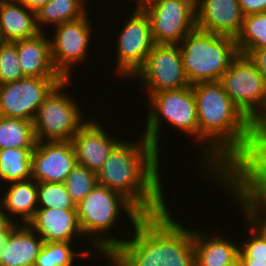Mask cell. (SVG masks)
<instances>
[{
	"label": "cell",
	"mask_w": 266,
	"mask_h": 266,
	"mask_svg": "<svg viewBox=\"0 0 266 266\" xmlns=\"http://www.w3.org/2000/svg\"><path fill=\"white\" fill-rule=\"evenodd\" d=\"M192 89L198 114V143L204 145L200 149L204 169L200 171L211 181L223 175L246 151L254 124L226 94L220 81L197 83Z\"/></svg>",
	"instance_id": "1"
},
{
	"label": "cell",
	"mask_w": 266,
	"mask_h": 266,
	"mask_svg": "<svg viewBox=\"0 0 266 266\" xmlns=\"http://www.w3.org/2000/svg\"><path fill=\"white\" fill-rule=\"evenodd\" d=\"M159 153L143 136L136 142L121 139L97 171V183L122 194L143 215L163 212L169 202L164 200Z\"/></svg>",
	"instance_id": "2"
},
{
	"label": "cell",
	"mask_w": 266,
	"mask_h": 266,
	"mask_svg": "<svg viewBox=\"0 0 266 266\" xmlns=\"http://www.w3.org/2000/svg\"><path fill=\"white\" fill-rule=\"evenodd\" d=\"M76 209L84 238L87 237L86 240L91 241L103 257H108L123 242L107 235L115 223H118L119 214L124 210L132 226L143 215L122 194L101 184H97L76 204Z\"/></svg>",
	"instance_id": "3"
},
{
	"label": "cell",
	"mask_w": 266,
	"mask_h": 266,
	"mask_svg": "<svg viewBox=\"0 0 266 266\" xmlns=\"http://www.w3.org/2000/svg\"><path fill=\"white\" fill-rule=\"evenodd\" d=\"M183 67L190 85L220 81L239 54L233 37L197 28L179 43Z\"/></svg>",
	"instance_id": "4"
},
{
	"label": "cell",
	"mask_w": 266,
	"mask_h": 266,
	"mask_svg": "<svg viewBox=\"0 0 266 266\" xmlns=\"http://www.w3.org/2000/svg\"><path fill=\"white\" fill-rule=\"evenodd\" d=\"M149 100L146 129L142 136L158 152L161 151L159 150V136L163 119L187 136L192 135L195 143H198V114L192 86L159 91L150 95Z\"/></svg>",
	"instance_id": "5"
},
{
	"label": "cell",
	"mask_w": 266,
	"mask_h": 266,
	"mask_svg": "<svg viewBox=\"0 0 266 266\" xmlns=\"http://www.w3.org/2000/svg\"><path fill=\"white\" fill-rule=\"evenodd\" d=\"M70 82L64 79L58 83L39 106L33 120L36 141H71L87 121L78 103L65 93Z\"/></svg>",
	"instance_id": "6"
},
{
	"label": "cell",
	"mask_w": 266,
	"mask_h": 266,
	"mask_svg": "<svg viewBox=\"0 0 266 266\" xmlns=\"http://www.w3.org/2000/svg\"><path fill=\"white\" fill-rule=\"evenodd\" d=\"M220 82L226 94L253 124H266V81L248 56L238 54Z\"/></svg>",
	"instance_id": "7"
},
{
	"label": "cell",
	"mask_w": 266,
	"mask_h": 266,
	"mask_svg": "<svg viewBox=\"0 0 266 266\" xmlns=\"http://www.w3.org/2000/svg\"><path fill=\"white\" fill-rule=\"evenodd\" d=\"M133 228L108 258L116 266H164L165 211L142 215Z\"/></svg>",
	"instance_id": "8"
},
{
	"label": "cell",
	"mask_w": 266,
	"mask_h": 266,
	"mask_svg": "<svg viewBox=\"0 0 266 266\" xmlns=\"http://www.w3.org/2000/svg\"><path fill=\"white\" fill-rule=\"evenodd\" d=\"M141 8L149 17L155 44L179 45L197 28L195 0H150Z\"/></svg>",
	"instance_id": "9"
},
{
	"label": "cell",
	"mask_w": 266,
	"mask_h": 266,
	"mask_svg": "<svg viewBox=\"0 0 266 266\" xmlns=\"http://www.w3.org/2000/svg\"><path fill=\"white\" fill-rule=\"evenodd\" d=\"M133 10L120 33L117 32L115 74L116 76L118 74L119 78L132 79L145 64L147 56L155 45L148 15L141 7L135 6Z\"/></svg>",
	"instance_id": "10"
},
{
	"label": "cell",
	"mask_w": 266,
	"mask_h": 266,
	"mask_svg": "<svg viewBox=\"0 0 266 266\" xmlns=\"http://www.w3.org/2000/svg\"><path fill=\"white\" fill-rule=\"evenodd\" d=\"M133 77L144 85L148 97L159 91L191 86L183 67L179 45L155 44L145 64Z\"/></svg>",
	"instance_id": "11"
},
{
	"label": "cell",
	"mask_w": 266,
	"mask_h": 266,
	"mask_svg": "<svg viewBox=\"0 0 266 266\" xmlns=\"http://www.w3.org/2000/svg\"><path fill=\"white\" fill-rule=\"evenodd\" d=\"M88 14L74 21H67L54 27L51 43V57L57 72L64 78L71 80L73 67L88 58V48L93 36Z\"/></svg>",
	"instance_id": "12"
},
{
	"label": "cell",
	"mask_w": 266,
	"mask_h": 266,
	"mask_svg": "<svg viewBox=\"0 0 266 266\" xmlns=\"http://www.w3.org/2000/svg\"><path fill=\"white\" fill-rule=\"evenodd\" d=\"M63 77H25L0 85V116L34 120L45 97Z\"/></svg>",
	"instance_id": "13"
},
{
	"label": "cell",
	"mask_w": 266,
	"mask_h": 266,
	"mask_svg": "<svg viewBox=\"0 0 266 266\" xmlns=\"http://www.w3.org/2000/svg\"><path fill=\"white\" fill-rule=\"evenodd\" d=\"M76 164L71 141H37L31 156V178L37 183H64Z\"/></svg>",
	"instance_id": "14"
},
{
	"label": "cell",
	"mask_w": 266,
	"mask_h": 266,
	"mask_svg": "<svg viewBox=\"0 0 266 266\" xmlns=\"http://www.w3.org/2000/svg\"><path fill=\"white\" fill-rule=\"evenodd\" d=\"M95 119H87L73 136L71 142L74 147L77 164L87 167L97 173L114 147L121 141L105 132L104 127Z\"/></svg>",
	"instance_id": "15"
},
{
	"label": "cell",
	"mask_w": 266,
	"mask_h": 266,
	"mask_svg": "<svg viewBox=\"0 0 266 266\" xmlns=\"http://www.w3.org/2000/svg\"><path fill=\"white\" fill-rule=\"evenodd\" d=\"M198 30L236 38L244 14L238 0H195Z\"/></svg>",
	"instance_id": "16"
},
{
	"label": "cell",
	"mask_w": 266,
	"mask_h": 266,
	"mask_svg": "<svg viewBox=\"0 0 266 266\" xmlns=\"http://www.w3.org/2000/svg\"><path fill=\"white\" fill-rule=\"evenodd\" d=\"M28 225L43 239L44 243H73L74 237H84L78 221L77 209L38 208Z\"/></svg>",
	"instance_id": "17"
},
{
	"label": "cell",
	"mask_w": 266,
	"mask_h": 266,
	"mask_svg": "<svg viewBox=\"0 0 266 266\" xmlns=\"http://www.w3.org/2000/svg\"><path fill=\"white\" fill-rule=\"evenodd\" d=\"M47 36V32H39L34 37L14 41L25 77H62L54 67Z\"/></svg>",
	"instance_id": "18"
},
{
	"label": "cell",
	"mask_w": 266,
	"mask_h": 266,
	"mask_svg": "<svg viewBox=\"0 0 266 266\" xmlns=\"http://www.w3.org/2000/svg\"><path fill=\"white\" fill-rule=\"evenodd\" d=\"M43 239L28 225L19 224L0 246V266H34Z\"/></svg>",
	"instance_id": "19"
},
{
	"label": "cell",
	"mask_w": 266,
	"mask_h": 266,
	"mask_svg": "<svg viewBox=\"0 0 266 266\" xmlns=\"http://www.w3.org/2000/svg\"><path fill=\"white\" fill-rule=\"evenodd\" d=\"M5 187L3 195L0 194L2 209L14 223L19 218L20 224H28L38 209V183L31 178L8 183Z\"/></svg>",
	"instance_id": "20"
},
{
	"label": "cell",
	"mask_w": 266,
	"mask_h": 266,
	"mask_svg": "<svg viewBox=\"0 0 266 266\" xmlns=\"http://www.w3.org/2000/svg\"><path fill=\"white\" fill-rule=\"evenodd\" d=\"M36 13L19 0L0 1V41H17L39 33Z\"/></svg>",
	"instance_id": "21"
},
{
	"label": "cell",
	"mask_w": 266,
	"mask_h": 266,
	"mask_svg": "<svg viewBox=\"0 0 266 266\" xmlns=\"http://www.w3.org/2000/svg\"><path fill=\"white\" fill-rule=\"evenodd\" d=\"M165 210V264L164 266H196L193 229L180 225Z\"/></svg>",
	"instance_id": "22"
},
{
	"label": "cell",
	"mask_w": 266,
	"mask_h": 266,
	"mask_svg": "<svg viewBox=\"0 0 266 266\" xmlns=\"http://www.w3.org/2000/svg\"><path fill=\"white\" fill-rule=\"evenodd\" d=\"M196 266H224L238 257L239 245L210 232L193 230Z\"/></svg>",
	"instance_id": "23"
},
{
	"label": "cell",
	"mask_w": 266,
	"mask_h": 266,
	"mask_svg": "<svg viewBox=\"0 0 266 266\" xmlns=\"http://www.w3.org/2000/svg\"><path fill=\"white\" fill-rule=\"evenodd\" d=\"M82 0H50L36 12V24L40 32L46 25L58 26L67 21L85 17L88 13Z\"/></svg>",
	"instance_id": "24"
},
{
	"label": "cell",
	"mask_w": 266,
	"mask_h": 266,
	"mask_svg": "<svg viewBox=\"0 0 266 266\" xmlns=\"http://www.w3.org/2000/svg\"><path fill=\"white\" fill-rule=\"evenodd\" d=\"M224 175L248 199L266 205V167H230Z\"/></svg>",
	"instance_id": "25"
},
{
	"label": "cell",
	"mask_w": 266,
	"mask_h": 266,
	"mask_svg": "<svg viewBox=\"0 0 266 266\" xmlns=\"http://www.w3.org/2000/svg\"><path fill=\"white\" fill-rule=\"evenodd\" d=\"M218 185L226 189L229 197L231 196L236 206H240L244 218L257 233L266 240V205L248 199L224 174L213 179ZM232 194V195H231ZM235 199V200H234ZM238 203V204H237Z\"/></svg>",
	"instance_id": "26"
},
{
	"label": "cell",
	"mask_w": 266,
	"mask_h": 266,
	"mask_svg": "<svg viewBox=\"0 0 266 266\" xmlns=\"http://www.w3.org/2000/svg\"><path fill=\"white\" fill-rule=\"evenodd\" d=\"M34 148L0 150V181L5 184L31 179V156Z\"/></svg>",
	"instance_id": "27"
},
{
	"label": "cell",
	"mask_w": 266,
	"mask_h": 266,
	"mask_svg": "<svg viewBox=\"0 0 266 266\" xmlns=\"http://www.w3.org/2000/svg\"><path fill=\"white\" fill-rule=\"evenodd\" d=\"M33 122L0 116V150L5 148H35Z\"/></svg>",
	"instance_id": "28"
},
{
	"label": "cell",
	"mask_w": 266,
	"mask_h": 266,
	"mask_svg": "<svg viewBox=\"0 0 266 266\" xmlns=\"http://www.w3.org/2000/svg\"><path fill=\"white\" fill-rule=\"evenodd\" d=\"M239 54L266 48V12L244 16L242 29L235 38Z\"/></svg>",
	"instance_id": "29"
},
{
	"label": "cell",
	"mask_w": 266,
	"mask_h": 266,
	"mask_svg": "<svg viewBox=\"0 0 266 266\" xmlns=\"http://www.w3.org/2000/svg\"><path fill=\"white\" fill-rule=\"evenodd\" d=\"M69 242H46L43 244L34 266H73L76 256L80 258L92 256L93 249L73 251ZM91 251V252H90Z\"/></svg>",
	"instance_id": "30"
},
{
	"label": "cell",
	"mask_w": 266,
	"mask_h": 266,
	"mask_svg": "<svg viewBox=\"0 0 266 266\" xmlns=\"http://www.w3.org/2000/svg\"><path fill=\"white\" fill-rule=\"evenodd\" d=\"M230 167H266V124H254L246 151Z\"/></svg>",
	"instance_id": "31"
},
{
	"label": "cell",
	"mask_w": 266,
	"mask_h": 266,
	"mask_svg": "<svg viewBox=\"0 0 266 266\" xmlns=\"http://www.w3.org/2000/svg\"><path fill=\"white\" fill-rule=\"evenodd\" d=\"M38 208L76 209L64 183L38 182Z\"/></svg>",
	"instance_id": "32"
},
{
	"label": "cell",
	"mask_w": 266,
	"mask_h": 266,
	"mask_svg": "<svg viewBox=\"0 0 266 266\" xmlns=\"http://www.w3.org/2000/svg\"><path fill=\"white\" fill-rule=\"evenodd\" d=\"M97 184L96 173L79 164H76L64 181L66 190L75 204H78Z\"/></svg>",
	"instance_id": "33"
},
{
	"label": "cell",
	"mask_w": 266,
	"mask_h": 266,
	"mask_svg": "<svg viewBox=\"0 0 266 266\" xmlns=\"http://www.w3.org/2000/svg\"><path fill=\"white\" fill-rule=\"evenodd\" d=\"M23 78L16 43L0 41V85Z\"/></svg>",
	"instance_id": "34"
},
{
	"label": "cell",
	"mask_w": 266,
	"mask_h": 266,
	"mask_svg": "<svg viewBox=\"0 0 266 266\" xmlns=\"http://www.w3.org/2000/svg\"><path fill=\"white\" fill-rule=\"evenodd\" d=\"M247 226L249 227L247 228L249 237L239 248V259L266 260V240L248 223Z\"/></svg>",
	"instance_id": "35"
},
{
	"label": "cell",
	"mask_w": 266,
	"mask_h": 266,
	"mask_svg": "<svg viewBox=\"0 0 266 266\" xmlns=\"http://www.w3.org/2000/svg\"><path fill=\"white\" fill-rule=\"evenodd\" d=\"M20 223H14L0 205V246L7 243L11 233Z\"/></svg>",
	"instance_id": "36"
},
{
	"label": "cell",
	"mask_w": 266,
	"mask_h": 266,
	"mask_svg": "<svg viewBox=\"0 0 266 266\" xmlns=\"http://www.w3.org/2000/svg\"><path fill=\"white\" fill-rule=\"evenodd\" d=\"M244 16L266 12V0H238Z\"/></svg>",
	"instance_id": "37"
},
{
	"label": "cell",
	"mask_w": 266,
	"mask_h": 266,
	"mask_svg": "<svg viewBox=\"0 0 266 266\" xmlns=\"http://www.w3.org/2000/svg\"><path fill=\"white\" fill-rule=\"evenodd\" d=\"M266 81V48L254 49L248 55Z\"/></svg>",
	"instance_id": "38"
},
{
	"label": "cell",
	"mask_w": 266,
	"mask_h": 266,
	"mask_svg": "<svg viewBox=\"0 0 266 266\" xmlns=\"http://www.w3.org/2000/svg\"><path fill=\"white\" fill-rule=\"evenodd\" d=\"M23 5H25L29 10L37 12L50 0H19Z\"/></svg>",
	"instance_id": "39"
},
{
	"label": "cell",
	"mask_w": 266,
	"mask_h": 266,
	"mask_svg": "<svg viewBox=\"0 0 266 266\" xmlns=\"http://www.w3.org/2000/svg\"><path fill=\"white\" fill-rule=\"evenodd\" d=\"M242 266H266V260L240 259Z\"/></svg>",
	"instance_id": "40"
},
{
	"label": "cell",
	"mask_w": 266,
	"mask_h": 266,
	"mask_svg": "<svg viewBox=\"0 0 266 266\" xmlns=\"http://www.w3.org/2000/svg\"><path fill=\"white\" fill-rule=\"evenodd\" d=\"M224 266H242V264H241L239 257H237L234 261H232L229 264H226Z\"/></svg>",
	"instance_id": "41"
},
{
	"label": "cell",
	"mask_w": 266,
	"mask_h": 266,
	"mask_svg": "<svg viewBox=\"0 0 266 266\" xmlns=\"http://www.w3.org/2000/svg\"><path fill=\"white\" fill-rule=\"evenodd\" d=\"M150 0H136V7H141L143 4H145L146 2H148Z\"/></svg>",
	"instance_id": "42"
},
{
	"label": "cell",
	"mask_w": 266,
	"mask_h": 266,
	"mask_svg": "<svg viewBox=\"0 0 266 266\" xmlns=\"http://www.w3.org/2000/svg\"><path fill=\"white\" fill-rule=\"evenodd\" d=\"M106 259H108L106 266H116L108 257H106Z\"/></svg>",
	"instance_id": "43"
}]
</instances>
